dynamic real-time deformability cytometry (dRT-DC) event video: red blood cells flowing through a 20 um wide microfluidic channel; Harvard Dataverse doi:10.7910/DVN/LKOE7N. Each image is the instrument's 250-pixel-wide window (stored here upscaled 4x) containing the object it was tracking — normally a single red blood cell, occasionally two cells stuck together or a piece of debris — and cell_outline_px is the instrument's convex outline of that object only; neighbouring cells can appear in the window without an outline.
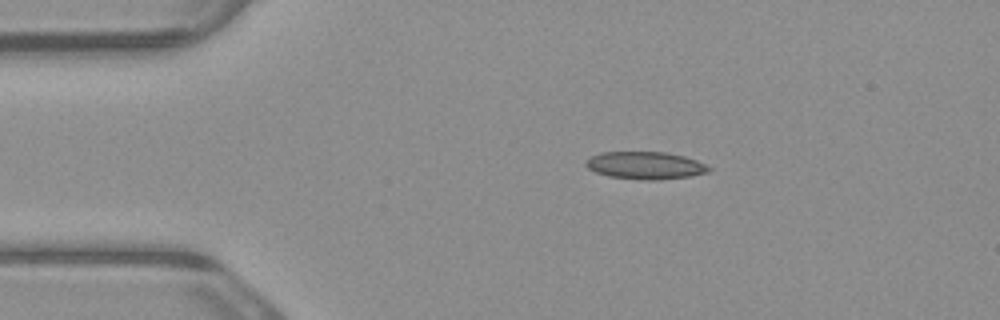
{"species": "common noctule bat (a hibernating species)", "species_latin": "Nyctalus noctula", "temperature_condition": "warm", "stored_images_in_passage": 2, "camera_frame_rate_fps": 3000, "um_per_image_px": 0.085, "animal": {"sex": "male", "body_mass_g": 23.1, "forearm_length_mm": 52.7}, "frame": {"image": 1, "passage_image": 1, "time_ms": 0.0, "image_size_px": [1000, 320], "cell_outline_px": [[712, 168], [708, 172], [692, 176], [660, 180], [648, 180], [608, 176], [596, 172], [588, 168], [584, 164], [584, 160], [588, 156], [600, 152], [664, 152], [684, 156], [696, 160]], "centroid_in_image_um": [54.82, 14.06], "position_along_channel_um": 30.2, "area_um2": 19.83}}